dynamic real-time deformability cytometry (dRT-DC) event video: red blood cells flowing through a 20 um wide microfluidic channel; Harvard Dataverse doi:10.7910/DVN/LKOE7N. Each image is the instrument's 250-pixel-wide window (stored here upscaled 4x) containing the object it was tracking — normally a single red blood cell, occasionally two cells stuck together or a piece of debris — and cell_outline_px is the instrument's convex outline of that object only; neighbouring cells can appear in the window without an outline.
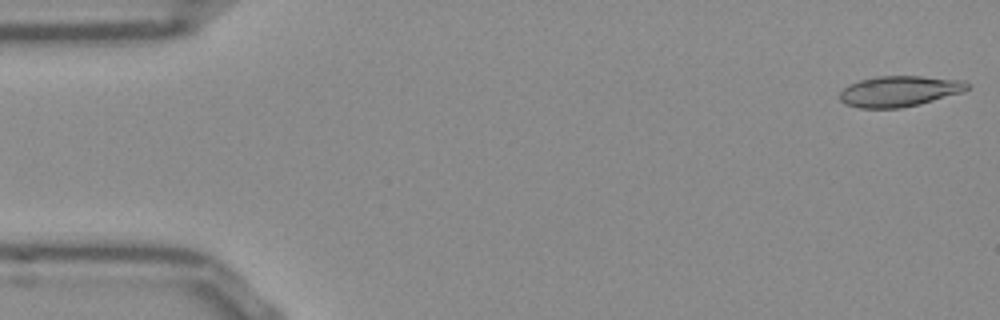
{"species": "Egyptian fruit bat (a non-hibernating species)", "species_latin": "Rousettus aegyptiacus", "temperature_condition": "room temperature", "stored_images_in_passage": 52, "camera_frame_rate_fps": 3000, "um_per_image_px": 0.085, "frame": {"image": 1, "passage_image": 1, "time_ms": 0.0, "image_size_px": [1000, 320], "cell_outline_px": [[968, 88], [964, 92], [920, 104], [900, 108], [860, 108], [844, 104], [840, 100], [840, 92], [844, 88], [860, 80], [876, 76], [920, 76], [964, 80], [968, 84]], "centroid_in_image_um": [76.46, 7.76], "position_along_channel_um": 8.5, "area_um2": 22.83}}
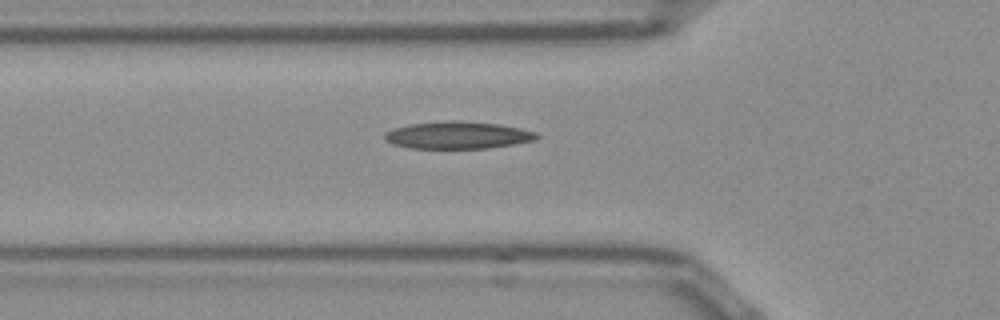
{"frame": {"image": 2, "passage_image": 17, "time_ms": 5.333, "image_size_px": [1000, 320], "cell_outline_px": [[540, 136], [536, 140], [516, 144], [488, 148], [408, 148], [392, 144], [384, 140], [384, 132], [392, 128], [408, 124], [452, 120], [456, 120], [500, 124], [520, 128], [536, 132]], "centroid_in_image_um": [38.89, 11.49], "position_along_channel_um": 86.9, "area_um2": 24.45}}
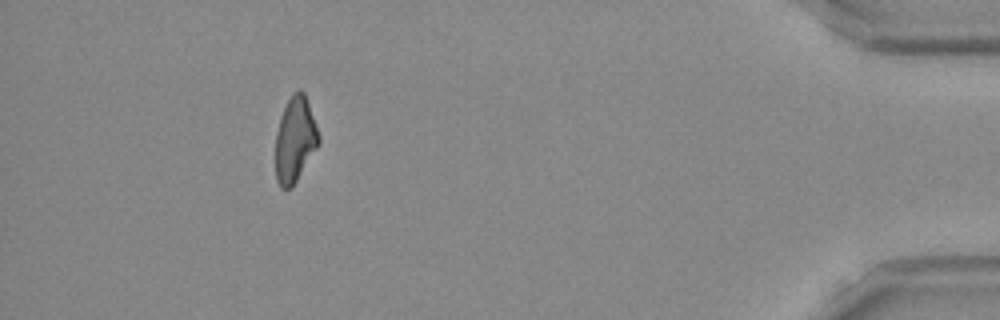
{"frame": {"image": 3, "passage_image": 47, "time_ms": 15.333, "image_size_px": [1000, 320], "cell_outline_px": [[320, 144], [296, 180], [288, 188], [280, 188], [276, 180], [276, 132], [280, 116], [292, 92], [300, 88], [304, 92], [320, 136]], "centroid_in_image_um": [25.08, 11.83], "position_along_channel_um": 410.1, "area_um2": 21.33}, "authors_computed_cell_mechanics": {"area_um2": 22.6865, "velocity_mm_per_s": 3.8565, "shape_relaxation_time_tau1_ms": null, "shape_relaxation_time_tau2_ms": 4.5657, "deformation_change_tau1": null, "deformation_change_tau2": 0.1487}}